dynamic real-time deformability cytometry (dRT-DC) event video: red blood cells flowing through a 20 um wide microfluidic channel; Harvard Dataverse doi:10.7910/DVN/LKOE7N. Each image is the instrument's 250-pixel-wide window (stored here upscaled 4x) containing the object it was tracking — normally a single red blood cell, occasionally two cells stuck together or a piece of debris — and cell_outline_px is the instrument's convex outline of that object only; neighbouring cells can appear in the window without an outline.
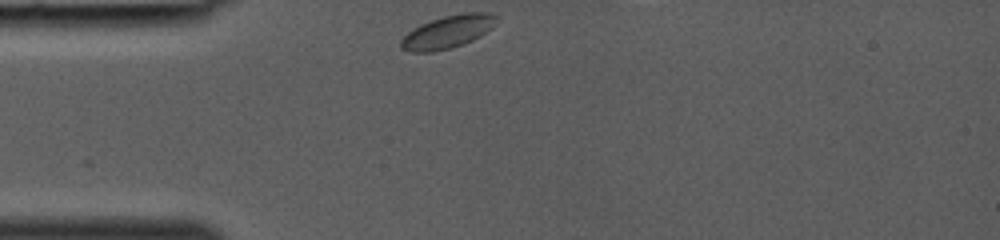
{"species": "common noctule bat (a hibernating species)", "species_latin": "Nyctalus noctula", "temperature_condition": "room temperature", "stored_images_in_passage": 1, "camera_frame_rate_fps": 3000, "um_per_image_px": 0.085, "animal": {"sex": "female", "body_mass_g": 19.0, "forearm_length_mm": 53.3}, "frame": {"image": 1, "passage_image": 1, "time_ms": 0.0, "image_size_px": [1000, 240], "cell_outline_px": [[496, 24], [492, 28], [480, 36], [464, 44], [452, 48], [432, 52], [408, 52], [400, 48], [400, 40], [412, 28], [420, 24], [444, 16], [464, 12], [488, 12], [496, 16]], "centroid_in_image_um": [38.04, 2.71], "position_along_channel_um": 47.0, "area_um2": 18.44}}